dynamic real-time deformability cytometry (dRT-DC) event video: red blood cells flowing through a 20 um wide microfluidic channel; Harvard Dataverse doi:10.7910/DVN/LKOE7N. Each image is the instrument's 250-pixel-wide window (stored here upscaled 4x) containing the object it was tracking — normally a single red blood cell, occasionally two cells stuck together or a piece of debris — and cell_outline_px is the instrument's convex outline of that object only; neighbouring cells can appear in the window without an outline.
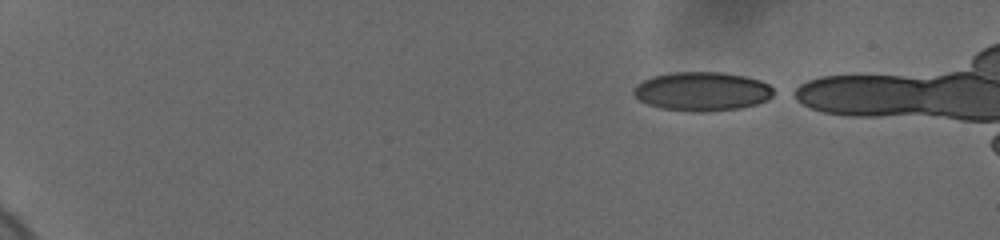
{"species": "human", "species_latin": "Homo sapiens", "temperature_condition": "cold", "stored_images_in_passage": 47, "camera_frame_rate_fps": 3000, "um_per_image_px": 0.085, "donor": {"sex": "female"}, "frame": {"image": 1, "passage_image": 1, "time_ms": 0.0, "image_size_px": [1000, 240], "cell_outline_px": [[780, 92], [768, 100], [756, 104], [740, 108], [708, 112], [692, 112], [660, 108], [648, 104], [640, 100], [632, 92], [632, 88], [636, 84], [652, 76], [672, 72], [720, 72], [744, 76], [760, 80], [768, 84]], "centroid_in_image_um": [59.72, 7.77], "position_along_channel_um": 25.3, "area_um2": 32.25}}
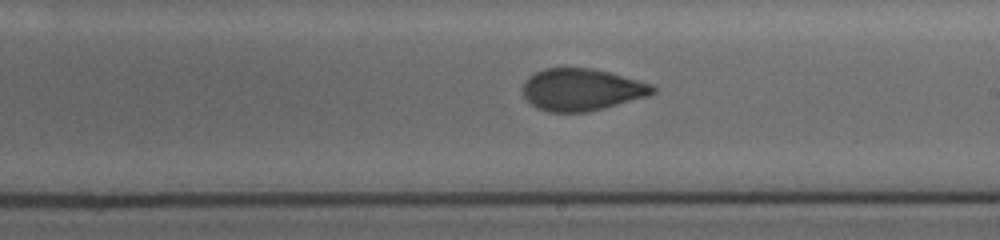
{"frame": {"image": 2, "passage_image": 29, "time_ms": 9.333, "image_size_px": [1000, 240], "cell_outline_px": [[656, 92], [648, 96], [604, 108], [588, 112], [548, 112], [536, 108], [524, 96], [524, 80], [528, 76], [544, 68], [592, 68], [608, 72], [652, 84], [656, 88]], "centroid_in_image_um": [49.44, 7.62], "position_along_channel_um": 239.6, "area_um2": 31.79}}
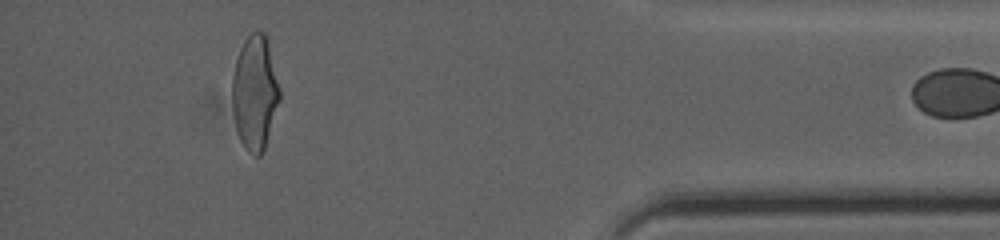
{"frame": {"image": 3, "passage_image": 46, "time_ms": 15.0, "image_size_px": [1000, 240], "cell_outline_px": [[280, 100], [264, 152], [260, 156], [256, 156], [248, 152], [240, 140], [236, 128], [232, 112], [232, 76], [236, 60], [240, 48], [244, 40], [252, 32], [264, 32], [268, 36], [280, 88]], "centroid_in_image_um": [21.68, 7.87], "position_along_channel_um": 413.5, "area_um2": 32.19}}